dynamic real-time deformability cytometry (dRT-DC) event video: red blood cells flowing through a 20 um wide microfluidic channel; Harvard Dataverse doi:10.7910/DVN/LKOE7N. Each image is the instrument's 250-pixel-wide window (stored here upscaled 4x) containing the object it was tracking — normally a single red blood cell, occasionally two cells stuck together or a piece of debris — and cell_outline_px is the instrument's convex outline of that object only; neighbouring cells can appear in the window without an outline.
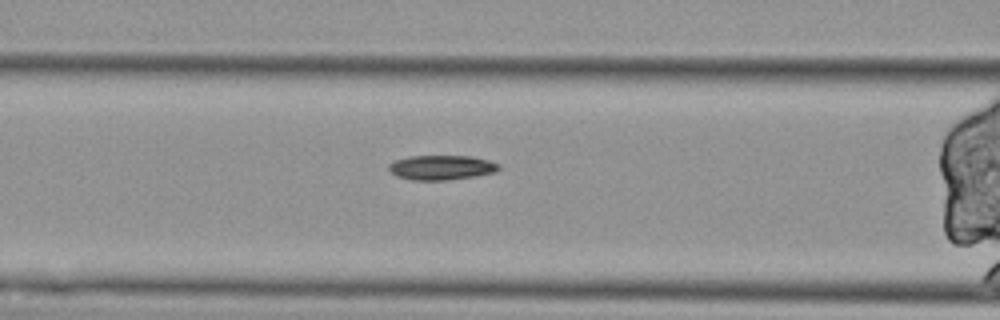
{"species": "Egyptian fruit bat (a non-hibernating species)", "species_latin": "Rousettus aegyptiacus", "temperature_condition": "cold", "stored_images_in_passage": 37, "segment_of_instrument_passage": [2, 2], "camera_frame_rate_fps": 3000, "um_per_image_px": 0.085, "animal": {"sex": "female"}, "frame": {"image": 1, "passage_image": 13, "time_ms": 4.0, "image_size_px": [1000, 320], "cell_outline_px": [[500, 168], [496, 172], [448, 180], [412, 180], [396, 176], [388, 172], [388, 164], [396, 160], [408, 156], [472, 156], [488, 160], [500, 164]], "centroid_in_image_um": [37.49, 14.23], "position_along_channel_um": 129.1, "area_um2": 15.9}}
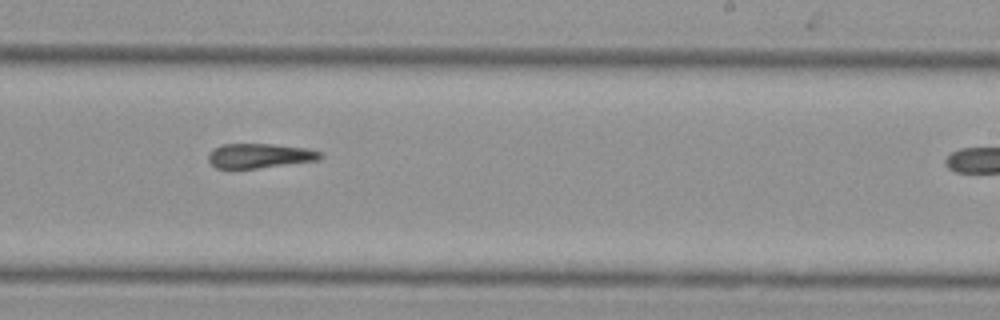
{"frame": {"image": 2, "passage_image": 25, "time_ms": 8.0, "image_size_px": [1000, 320], "cell_outline_px": [[324, 156], [320, 160], [256, 168], [216, 168], [208, 160], [208, 156], [216, 148], [224, 144], [272, 144], [308, 148], [320, 152]], "centroid_in_image_um": [22.13, 13.24], "position_along_channel_um": 266.9, "area_um2": 15.84}}
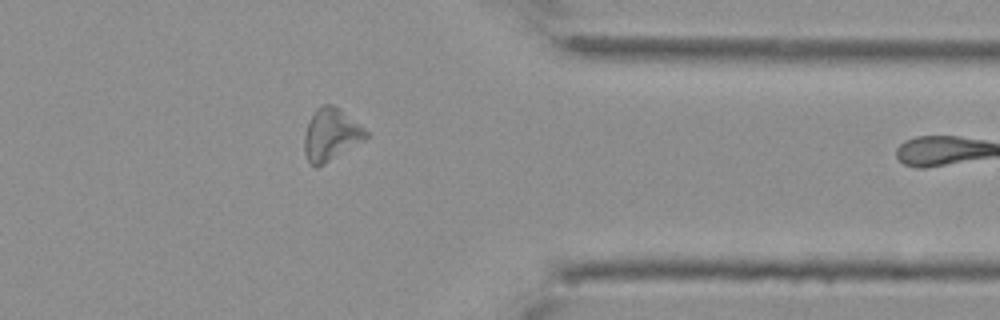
{"frame": {"image": 3, "passage_image": 36, "time_ms": 11.667, "image_size_px": [1000, 320], "cell_outline_px": [[368, 136], [324, 164], [316, 168], [308, 160], [304, 152], [304, 136], [308, 124], [316, 108], [324, 104], [332, 104], [340, 108], [364, 128], [368, 132]], "centroid_in_image_um": [28.1, 11.42], "position_along_channel_um": 383.3, "area_um2": 18.32}}